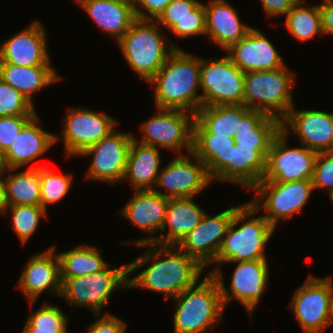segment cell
<instances>
[{
  "instance_id": "cell-1",
  "label": "cell",
  "mask_w": 333,
  "mask_h": 333,
  "mask_svg": "<svg viewBox=\"0 0 333 333\" xmlns=\"http://www.w3.org/2000/svg\"><path fill=\"white\" fill-rule=\"evenodd\" d=\"M137 246H147L149 250L127 264L128 276L144 264L152 263L137 276L127 279L128 288H147L156 293H164L165 299L170 296L174 299L194 286L205 268L177 245L147 243Z\"/></svg>"
},
{
  "instance_id": "cell-2",
  "label": "cell",
  "mask_w": 333,
  "mask_h": 333,
  "mask_svg": "<svg viewBox=\"0 0 333 333\" xmlns=\"http://www.w3.org/2000/svg\"><path fill=\"white\" fill-rule=\"evenodd\" d=\"M155 87L158 109H177L196 114L202 106L200 87V58L182 49H175L164 65L148 81Z\"/></svg>"
},
{
  "instance_id": "cell-3",
  "label": "cell",
  "mask_w": 333,
  "mask_h": 333,
  "mask_svg": "<svg viewBox=\"0 0 333 333\" xmlns=\"http://www.w3.org/2000/svg\"><path fill=\"white\" fill-rule=\"evenodd\" d=\"M257 213L258 211L249 201L243 203L234 213L233 219L218 251V255L213 262L214 264L219 263V267L216 266L215 268H220L223 262L267 260L264 250L275 228L263 215L257 218L252 217V219L246 221V219ZM241 222L243 225L237 228Z\"/></svg>"
},
{
  "instance_id": "cell-4",
  "label": "cell",
  "mask_w": 333,
  "mask_h": 333,
  "mask_svg": "<svg viewBox=\"0 0 333 333\" xmlns=\"http://www.w3.org/2000/svg\"><path fill=\"white\" fill-rule=\"evenodd\" d=\"M198 283L173 299L174 333H206L223 319L225 306L216 279L208 273Z\"/></svg>"
},
{
  "instance_id": "cell-5",
  "label": "cell",
  "mask_w": 333,
  "mask_h": 333,
  "mask_svg": "<svg viewBox=\"0 0 333 333\" xmlns=\"http://www.w3.org/2000/svg\"><path fill=\"white\" fill-rule=\"evenodd\" d=\"M158 26L156 20L137 18L117 41L128 65L146 82L164 65L173 50L179 49L173 43L166 45L167 40Z\"/></svg>"
},
{
  "instance_id": "cell-6",
  "label": "cell",
  "mask_w": 333,
  "mask_h": 333,
  "mask_svg": "<svg viewBox=\"0 0 333 333\" xmlns=\"http://www.w3.org/2000/svg\"><path fill=\"white\" fill-rule=\"evenodd\" d=\"M293 77L285 65L273 70L246 72L243 104L281 121L294 106Z\"/></svg>"
},
{
  "instance_id": "cell-7",
  "label": "cell",
  "mask_w": 333,
  "mask_h": 333,
  "mask_svg": "<svg viewBox=\"0 0 333 333\" xmlns=\"http://www.w3.org/2000/svg\"><path fill=\"white\" fill-rule=\"evenodd\" d=\"M127 264L75 278H60L62 283L61 296L71 307L85 306L95 314H101L102 308L108 303L112 292L128 287Z\"/></svg>"
},
{
  "instance_id": "cell-8",
  "label": "cell",
  "mask_w": 333,
  "mask_h": 333,
  "mask_svg": "<svg viewBox=\"0 0 333 333\" xmlns=\"http://www.w3.org/2000/svg\"><path fill=\"white\" fill-rule=\"evenodd\" d=\"M251 190L257 195L249 203L258 212L264 209L267 215L263 216L275 228L280 219L290 218L300 212L315 189L312 180H260Z\"/></svg>"
},
{
  "instance_id": "cell-9",
  "label": "cell",
  "mask_w": 333,
  "mask_h": 333,
  "mask_svg": "<svg viewBox=\"0 0 333 333\" xmlns=\"http://www.w3.org/2000/svg\"><path fill=\"white\" fill-rule=\"evenodd\" d=\"M244 76L228 55L213 60L200 58L202 106L243 104Z\"/></svg>"
},
{
  "instance_id": "cell-10",
  "label": "cell",
  "mask_w": 333,
  "mask_h": 333,
  "mask_svg": "<svg viewBox=\"0 0 333 333\" xmlns=\"http://www.w3.org/2000/svg\"><path fill=\"white\" fill-rule=\"evenodd\" d=\"M157 111V114L141 125V131L144 133L142 139H136L137 137L134 139L160 150L165 148L179 153L184 147L188 153H191L195 115L177 109L157 108Z\"/></svg>"
},
{
  "instance_id": "cell-11",
  "label": "cell",
  "mask_w": 333,
  "mask_h": 333,
  "mask_svg": "<svg viewBox=\"0 0 333 333\" xmlns=\"http://www.w3.org/2000/svg\"><path fill=\"white\" fill-rule=\"evenodd\" d=\"M332 283L330 276L318 278L310 274L295 290L289 307L305 333H321L330 326Z\"/></svg>"
},
{
  "instance_id": "cell-12",
  "label": "cell",
  "mask_w": 333,
  "mask_h": 333,
  "mask_svg": "<svg viewBox=\"0 0 333 333\" xmlns=\"http://www.w3.org/2000/svg\"><path fill=\"white\" fill-rule=\"evenodd\" d=\"M287 142V135L282 130L274 137L261 180L276 182L312 180L318 153L305 146L289 148Z\"/></svg>"
},
{
  "instance_id": "cell-13",
  "label": "cell",
  "mask_w": 333,
  "mask_h": 333,
  "mask_svg": "<svg viewBox=\"0 0 333 333\" xmlns=\"http://www.w3.org/2000/svg\"><path fill=\"white\" fill-rule=\"evenodd\" d=\"M236 263L233 271L230 292L224 285L221 268H214L209 272L218 282L224 306L232 299L242 303L252 316L259 302L269 277L267 260H248Z\"/></svg>"
},
{
  "instance_id": "cell-14",
  "label": "cell",
  "mask_w": 333,
  "mask_h": 333,
  "mask_svg": "<svg viewBox=\"0 0 333 333\" xmlns=\"http://www.w3.org/2000/svg\"><path fill=\"white\" fill-rule=\"evenodd\" d=\"M62 139L66 157L80 156L87 148L108 136L117 121L107 114L84 108H69L64 117Z\"/></svg>"
},
{
  "instance_id": "cell-15",
  "label": "cell",
  "mask_w": 333,
  "mask_h": 333,
  "mask_svg": "<svg viewBox=\"0 0 333 333\" xmlns=\"http://www.w3.org/2000/svg\"><path fill=\"white\" fill-rule=\"evenodd\" d=\"M133 135L114 130L82 152L80 156H93L86 178L112 184L123 181Z\"/></svg>"
},
{
  "instance_id": "cell-16",
  "label": "cell",
  "mask_w": 333,
  "mask_h": 333,
  "mask_svg": "<svg viewBox=\"0 0 333 333\" xmlns=\"http://www.w3.org/2000/svg\"><path fill=\"white\" fill-rule=\"evenodd\" d=\"M189 155L195 163L190 160ZM209 182L212 180L207 173L206 165L192 152L188 156L181 152L159 171L155 186L165 188L166 192L162 193L154 188L152 190L168 199L194 197L201 193Z\"/></svg>"
},
{
  "instance_id": "cell-17",
  "label": "cell",
  "mask_w": 333,
  "mask_h": 333,
  "mask_svg": "<svg viewBox=\"0 0 333 333\" xmlns=\"http://www.w3.org/2000/svg\"><path fill=\"white\" fill-rule=\"evenodd\" d=\"M241 206H231L213 217L205 212L201 222L177 246L207 267L215 261L234 213Z\"/></svg>"
},
{
  "instance_id": "cell-18",
  "label": "cell",
  "mask_w": 333,
  "mask_h": 333,
  "mask_svg": "<svg viewBox=\"0 0 333 333\" xmlns=\"http://www.w3.org/2000/svg\"><path fill=\"white\" fill-rule=\"evenodd\" d=\"M290 129L301 146L317 153L333 151V114L312 109L295 111L293 106L281 120V130L287 136Z\"/></svg>"
},
{
  "instance_id": "cell-19",
  "label": "cell",
  "mask_w": 333,
  "mask_h": 333,
  "mask_svg": "<svg viewBox=\"0 0 333 333\" xmlns=\"http://www.w3.org/2000/svg\"><path fill=\"white\" fill-rule=\"evenodd\" d=\"M46 31L38 21L12 36L0 46V63L16 66L51 65Z\"/></svg>"
},
{
  "instance_id": "cell-20",
  "label": "cell",
  "mask_w": 333,
  "mask_h": 333,
  "mask_svg": "<svg viewBox=\"0 0 333 333\" xmlns=\"http://www.w3.org/2000/svg\"><path fill=\"white\" fill-rule=\"evenodd\" d=\"M54 252L55 246L32 255L20 276L17 287L28 299L30 309L39 295L49 288V293L61 296L60 261L58 254Z\"/></svg>"
},
{
  "instance_id": "cell-21",
  "label": "cell",
  "mask_w": 333,
  "mask_h": 333,
  "mask_svg": "<svg viewBox=\"0 0 333 333\" xmlns=\"http://www.w3.org/2000/svg\"><path fill=\"white\" fill-rule=\"evenodd\" d=\"M225 51L231 61L244 73L273 70L285 65L270 40L254 27L243 39Z\"/></svg>"
},
{
  "instance_id": "cell-22",
  "label": "cell",
  "mask_w": 333,
  "mask_h": 333,
  "mask_svg": "<svg viewBox=\"0 0 333 333\" xmlns=\"http://www.w3.org/2000/svg\"><path fill=\"white\" fill-rule=\"evenodd\" d=\"M270 146L231 145L228 163L211 179L252 189L263 177Z\"/></svg>"
},
{
  "instance_id": "cell-23",
  "label": "cell",
  "mask_w": 333,
  "mask_h": 333,
  "mask_svg": "<svg viewBox=\"0 0 333 333\" xmlns=\"http://www.w3.org/2000/svg\"><path fill=\"white\" fill-rule=\"evenodd\" d=\"M193 197L168 199L165 222L162 234L166 227L168 232L163 236L146 237L132 241L134 245L156 243L159 245H178L180 241L193 230L202 220L205 211L194 203Z\"/></svg>"
},
{
  "instance_id": "cell-24",
  "label": "cell",
  "mask_w": 333,
  "mask_h": 333,
  "mask_svg": "<svg viewBox=\"0 0 333 333\" xmlns=\"http://www.w3.org/2000/svg\"><path fill=\"white\" fill-rule=\"evenodd\" d=\"M38 113L23 127L19 135L5 152V160L8 166V172L17 171L33 163L31 168H38L42 165L35 164L34 160L42 156L53 146L58 136L46 132L40 126Z\"/></svg>"
},
{
  "instance_id": "cell-25",
  "label": "cell",
  "mask_w": 333,
  "mask_h": 333,
  "mask_svg": "<svg viewBox=\"0 0 333 333\" xmlns=\"http://www.w3.org/2000/svg\"><path fill=\"white\" fill-rule=\"evenodd\" d=\"M206 35L223 50L243 39L253 28L242 24L236 9L225 0L205 4Z\"/></svg>"
},
{
  "instance_id": "cell-26",
  "label": "cell",
  "mask_w": 333,
  "mask_h": 333,
  "mask_svg": "<svg viewBox=\"0 0 333 333\" xmlns=\"http://www.w3.org/2000/svg\"><path fill=\"white\" fill-rule=\"evenodd\" d=\"M100 30L118 41L137 19L131 0H76Z\"/></svg>"
},
{
  "instance_id": "cell-27",
  "label": "cell",
  "mask_w": 333,
  "mask_h": 333,
  "mask_svg": "<svg viewBox=\"0 0 333 333\" xmlns=\"http://www.w3.org/2000/svg\"><path fill=\"white\" fill-rule=\"evenodd\" d=\"M167 204L168 198L153 190H136L132 199L121 209V214L143 232L153 235L162 231Z\"/></svg>"
},
{
  "instance_id": "cell-28",
  "label": "cell",
  "mask_w": 333,
  "mask_h": 333,
  "mask_svg": "<svg viewBox=\"0 0 333 333\" xmlns=\"http://www.w3.org/2000/svg\"><path fill=\"white\" fill-rule=\"evenodd\" d=\"M249 110L244 104L201 106L195 114L193 134H216L234 138L241 118Z\"/></svg>"
},
{
  "instance_id": "cell-29",
  "label": "cell",
  "mask_w": 333,
  "mask_h": 333,
  "mask_svg": "<svg viewBox=\"0 0 333 333\" xmlns=\"http://www.w3.org/2000/svg\"><path fill=\"white\" fill-rule=\"evenodd\" d=\"M159 150L141 144L133 138L123 180L129 179L135 191L152 190L156 184L161 163Z\"/></svg>"
},
{
  "instance_id": "cell-30",
  "label": "cell",
  "mask_w": 333,
  "mask_h": 333,
  "mask_svg": "<svg viewBox=\"0 0 333 333\" xmlns=\"http://www.w3.org/2000/svg\"><path fill=\"white\" fill-rule=\"evenodd\" d=\"M0 78L21 92L32 103L33 93L61 80L50 65L24 67L10 63H0Z\"/></svg>"
},
{
  "instance_id": "cell-31",
  "label": "cell",
  "mask_w": 333,
  "mask_h": 333,
  "mask_svg": "<svg viewBox=\"0 0 333 333\" xmlns=\"http://www.w3.org/2000/svg\"><path fill=\"white\" fill-rule=\"evenodd\" d=\"M281 131V121L264 112L250 109L240 120L234 134L239 146H271Z\"/></svg>"
},
{
  "instance_id": "cell-32",
  "label": "cell",
  "mask_w": 333,
  "mask_h": 333,
  "mask_svg": "<svg viewBox=\"0 0 333 333\" xmlns=\"http://www.w3.org/2000/svg\"><path fill=\"white\" fill-rule=\"evenodd\" d=\"M231 145L234 139L216 134H193L192 153L205 165L212 179L229 161Z\"/></svg>"
},
{
  "instance_id": "cell-33",
  "label": "cell",
  "mask_w": 333,
  "mask_h": 333,
  "mask_svg": "<svg viewBox=\"0 0 333 333\" xmlns=\"http://www.w3.org/2000/svg\"><path fill=\"white\" fill-rule=\"evenodd\" d=\"M99 248L79 245L67 252L57 253L60 261V278H75L104 270L109 264Z\"/></svg>"
},
{
  "instance_id": "cell-34",
  "label": "cell",
  "mask_w": 333,
  "mask_h": 333,
  "mask_svg": "<svg viewBox=\"0 0 333 333\" xmlns=\"http://www.w3.org/2000/svg\"><path fill=\"white\" fill-rule=\"evenodd\" d=\"M4 179L8 205L41 206L40 167L10 173Z\"/></svg>"
},
{
  "instance_id": "cell-35",
  "label": "cell",
  "mask_w": 333,
  "mask_h": 333,
  "mask_svg": "<svg viewBox=\"0 0 333 333\" xmlns=\"http://www.w3.org/2000/svg\"><path fill=\"white\" fill-rule=\"evenodd\" d=\"M304 2L299 1L285 16L288 32L301 42L323 35L319 4L304 7Z\"/></svg>"
},
{
  "instance_id": "cell-36",
  "label": "cell",
  "mask_w": 333,
  "mask_h": 333,
  "mask_svg": "<svg viewBox=\"0 0 333 333\" xmlns=\"http://www.w3.org/2000/svg\"><path fill=\"white\" fill-rule=\"evenodd\" d=\"M68 318L56 305L44 302L27 318L22 333H68Z\"/></svg>"
},
{
  "instance_id": "cell-37",
  "label": "cell",
  "mask_w": 333,
  "mask_h": 333,
  "mask_svg": "<svg viewBox=\"0 0 333 333\" xmlns=\"http://www.w3.org/2000/svg\"><path fill=\"white\" fill-rule=\"evenodd\" d=\"M9 210L12 213L13 229L23 245L36 231L40 219L47 217V212L41 206L8 205L3 214H6Z\"/></svg>"
},
{
  "instance_id": "cell-38",
  "label": "cell",
  "mask_w": 333,
  "mask_h": 333,
  "mask_svg": "<svg viewBox=\"0 0 333 333\" xmlns=\"http://www.w3.org/2000/svg\"><path fill=\"white\" fill-rule=\"evenodd\" d=\"M72 174H56L49 167L40 166L41 207L47 212L48 204L64 198L72 185Z\"/></svg>"
},
{
  "instance_id": "cell-39",
  "label": "cell",
  "mask_w": 333,
  "mask_h": 333,
  "mask_svg": "<svg viewBox=\"0 0 333 333\" xmlns=\"http://www.w3.org/2000/svg\"><path fill=\"white\" fill-rule=\"evenodd\" d=\"M34 103L0 78V117L36 115Z\"/></svg>"
},
{
  "instance_id": "cell-40",
  "label": "cell",
  "mask_w": 333,
  "mask_h": 333,
  "mask_svg": "<svg viewBox=\"0 0 333 333\" xmlns=\"http://www.w3.org/2000/svg\"><path fill=\"white\" fill-rule=\"evenodd\" d=\"M184 17H205L204 4L197 0H172L156 21L169 30Z\"/></svg>"
},
{
  "instance_id": "cell-41",
  "label": "cell",
  "mask_w": 333,
  "mask_h": 333,
  "mask_svg": "<svg viewBox=\"0 0 333 333\" xmlns=\"http://www.w3.org/2000/svg\"><path fill=\"white\" fill-rule=\"evenodd\" d=\"M312 182L314 189H326L333 192V151L317 154L314 164Z\"/></svg>"
},
{
  "instance_id": "cell-42",
  "label": "cell",
  "mask_w": 333,
  "mask_h": 333,
  "mask_svg": "<svg viewBox=\"0 0 333 333\" xmlns=\"http://www.w3.org/2000/svg\"><path fill=\"white\" fill-rule=\"evenodd\" d=\"M35 115H17L0 117V148L6 152L23 127Z\"/></svg>"
},
{
  "instance_id": "cell-43",
  "label": "cell",
  "mask_w": 333,
  "mask_h": 333,
  "mask_svg": "<svg viewBox=\"0 0 333 333\" xmlns=\"http://www.w3.org/2000/svg\"><path fill=\"white\" fill-rule=\"evenodd\" d=\"M169 31L180 38L206 35L205 17H184L177 21Z\"/></svg>"
},
{
  "instance_id": "cell-44",
  "label": "cell",
  "mask_w": 333,
  "mask_h": 333,
  "mask_svg": "<svg viewBox=\"0 0 333 333\" xmlns=\"http://www.w3.org/2000/svg\"><path fill=\"white\" fill-rule=\"evenodd\" d=\"M172 0H131L136 18L157 20ZM143 9L146 11L144 12Z\"/></svg>"
},
{
  "instance_id": "cell-45",
  "label": "cell",
  "mask_w": 333,
  "mask_h": 333,
  "mask_svg": "<svg viewBox=\"0 0 333 333\" xmlns=\"http://www.w3.org/2000/svg\"><path fill=\"white\" fill-rule=\"evenodd\" d=\"M97 320L88 327L87 333H124L126 323L122 319L108 313L95 314ZM100 317V318H99Z\"/></svg>"
},
{
  "instance_id": "cell-46",
  "label": "cell",
  "mask_w": 333,
  "mask_h": 333,
  "mask_svg": "<svg viewBox=\"0 0 333 333\" xmlns=\"http://www.w3.org/2000/svg\"><path fill=\"white\" fill-rule=\"evenodd\" d=\"M261 2L267 17H277L286 16L299 0H261Z\"/></svg>"
},
{
  "instance_id": "cell-47",
  "label": "cell",
  "mask_w": 333,
  "mask_h": 333,
  "mask_svg": "<svg viewBox=\"0 0 333 333\" xmlns=\"http://www.w3.org/2000/svg\"><path fill=\"white\" fill-rule=\"evenodd\" d=\"M322 31L325 35H333V0H323L319 4Z\"/></svg>"
},
{
  "instance_id": "cell-48",
  "label": "cell",
  "mask_w": 333,
  "mask_h": 333,
  "mask_svg": "<svg viewBox=\"0 0 333 333\" xmlns=\"http://www.w3.org/2000/svg\"><path fill=\"white\" fill-rule=\"evenodd\" d=\"M6 172H0V213H4L5 209L7 208V200H6V190H5V179L1 178L2 174Z\"/></svg>"
},
{
  "instance_id": "cell-49",
  "label": "cell",
  "mask_w": 333,
  "mask_h": 333,
  "mask_svg": "<svg viewBox=\"0 0 333 333\" xmlns=\"http://www.w3.org/2000/svg\"><path fill=\"white\" fill-rule=\"evenodd\" d=\"M8 166L5 160V152L0 148V172H7Z\"/></svg>"
},
{
  "instance_id": "cell-50",
  "label": "cell",
  "mask_w": 333,
  "mask_h": 333,
  "mask_svg": "<svg viewBox=\"0 0 333 333\" xmlns=\"http://www.w3.org/2000/svg\"><path fill=\"white\" fill-rule=\"evenodd\" d=\"M329 316H330V326H331V324H333V284H332V294L330 297Z\"/></svg>"
},
{
  "instance_id": "cell-51",
  "label": "cell",
  "mask_w": 333,
  "mask_h": 333,
  "mask_svg": "<svg viewBox=\"0 0 333 333\" xmlns=\"http://www.w3.org/2000/svg\"><path fill=\"white\" fill-rule=\"evenodd\" d=\"M329 196H330L331 202L333 203V192Z\"/></svg>"
}]
</instances>
